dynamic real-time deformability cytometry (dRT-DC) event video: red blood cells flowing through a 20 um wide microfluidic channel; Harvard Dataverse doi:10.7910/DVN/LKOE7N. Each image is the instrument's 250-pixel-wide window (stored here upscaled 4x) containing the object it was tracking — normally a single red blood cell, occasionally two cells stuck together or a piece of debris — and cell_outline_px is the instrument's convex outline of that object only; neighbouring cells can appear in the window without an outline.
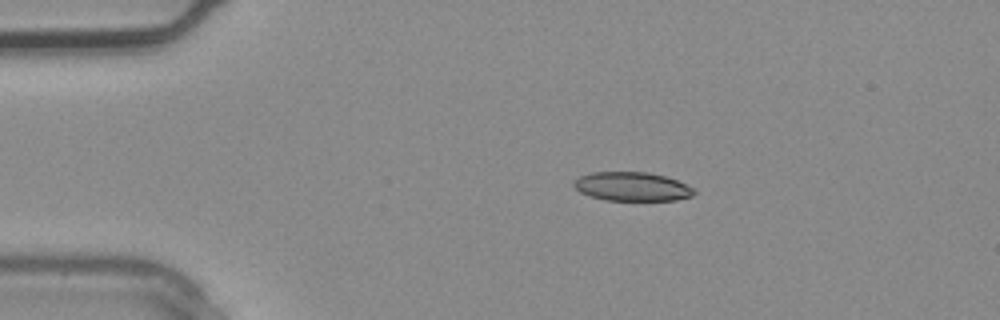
{"species": "common noctule bat (a hibernating species)", "species_latin": "Nyctalus noctula", "temperature_condition": "warm", "stored_images_in_passage": 1, "camera_frame_rate_fps": 3000, "um_per_image_px": 0.085, "animal": {"sex": "male", "body_mass_g": 20.4}, "frame": {"image": 1, "passage_image": 1, "time_ms": 0.0, "image_size_px": [1000, 320], "cell_outline_px": [[696, 192], [692, 196], [676, 200], [604, 200], [580, 192], [572, 184], [580, 176], [592, 172], [648, 172], [664, 176], [676, 180], [692, 188]], "centroid_in_image_um": [53.72, 15.85], "position_along_channel_um": 31.3, "area_um2": 20.0}}